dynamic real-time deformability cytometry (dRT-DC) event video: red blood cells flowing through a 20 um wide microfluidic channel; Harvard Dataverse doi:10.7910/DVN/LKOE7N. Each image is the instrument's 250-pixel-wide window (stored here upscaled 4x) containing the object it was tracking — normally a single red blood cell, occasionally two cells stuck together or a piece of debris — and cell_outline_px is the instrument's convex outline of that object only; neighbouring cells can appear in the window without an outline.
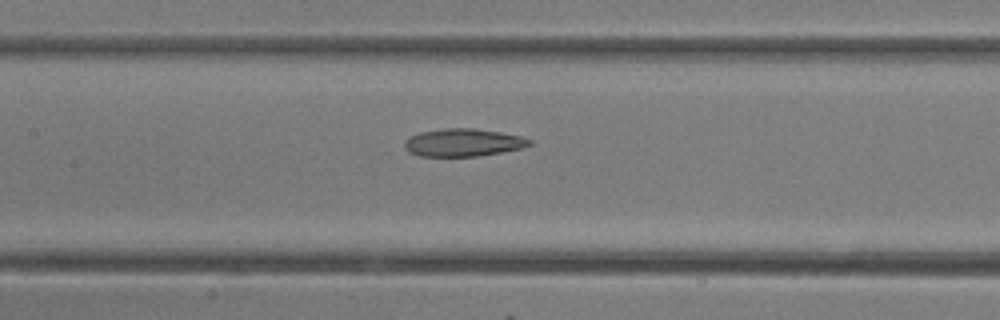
{"species": "common noctule bat (a hibernating species)", "species_latin": "Nyctalus noctula", "temperature_condition": "room temperature", "stored_images_in_passage": 15, "camera_frame_rate_fps": 3000, "um_per_image_px": 0.085, "animal": {"sex": "female"}, "frame": {"image": 1, "passage_image": 13, "time_ms": 4.0, "image_size_px": [1000, 320], "cell_outline_px": [[532, 144], [524, 148], [476, 156], [420, 156], [408, 152], [404, 148], [404, 140], [420, 132], [444, 128], [472, 128], [500, 132], [520, 136], [532, 140]], "centroid_in_image_um": [39.36, 12.11], "position_along_channel_um": 168.0, "area_um2": 20.17}}
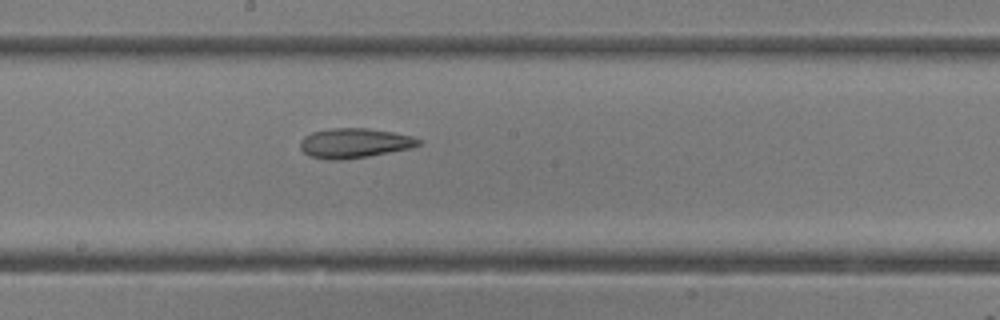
{"frame": {"image": 2, "passage_image": 15, "time_ms": 4.667, "image_size_px": [1000, 320], "cell_outline_px": [[424, 144], [412, 148], [368, 156], [344, 160], [328, 160], [308, 156], [300, 148], [300, 140], [304, 136], [312, 132], [332, 128], [368, 128], [392, 132], [412, 136], [420, 140]], "centroid_in_image_um": [30.12, 12.17], "position_along_channel_um": 218.1, "area_um2": 20.69}}